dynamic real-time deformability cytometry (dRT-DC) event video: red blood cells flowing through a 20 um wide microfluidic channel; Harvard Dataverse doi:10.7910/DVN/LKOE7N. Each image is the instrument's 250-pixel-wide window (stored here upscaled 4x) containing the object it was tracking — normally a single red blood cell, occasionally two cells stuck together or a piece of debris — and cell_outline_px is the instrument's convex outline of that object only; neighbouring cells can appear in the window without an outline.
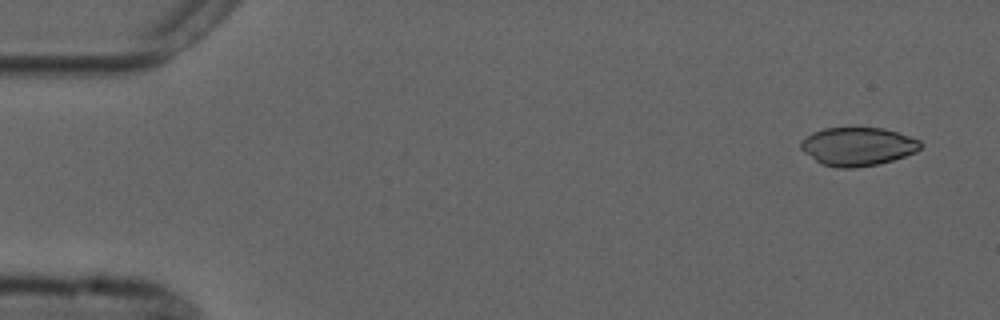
{"species": "common noctule bat (a hibernating species)", "species_latin": "Nyctalus noctula", "temperature_condition": "cold", "stored_images_in_passage": 4, "camera_frame_rate_fps": 3000, "um_per_image_px": 0.085, "animal": {"sex": "male", "forearm_length_mm": 52.5}, "frame": {"image": 1, "passage_image": 1, "time_ms": 0.0, "image_size_px": [1000, 320], "cell_outline_px": [[924, 144], [916, 152], [880, 164], [856, 168], [836, 168], [820, 164], [804, 152], [800, 148], [800, 140], [812, 132], [824, 128], [884, 128], [920, 140]], "centroid_in_image_um": [72.88, 12.46], "position_along_channel_um": 12.1, "area_um2": 26.99}}
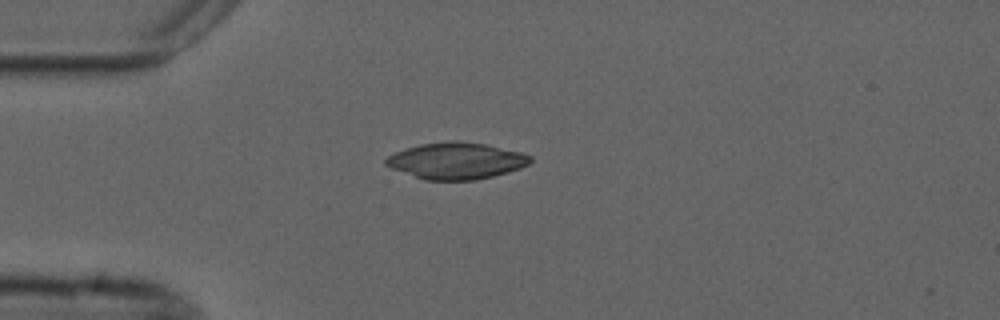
{"frame": {"image": 2, "passage_image": 4, "time_ms": 3.667, "image_size_px": [1000, 320], "cell_outline_px": [[532, 160], [528, 164], [520, 168], [508, 172], [492, 176], [472, 180], [424, 180], [392, 168], [384, 164], [384, 160], [388, 156], [396, 152], [420, 144], [448, 140], [456, 140], [484, 144], [520, 152], [532, 156]], "centroid_in_image_um": [38.77, 13.66], "position_along_channel_um": 46.2, "area_um2": 30.58}}